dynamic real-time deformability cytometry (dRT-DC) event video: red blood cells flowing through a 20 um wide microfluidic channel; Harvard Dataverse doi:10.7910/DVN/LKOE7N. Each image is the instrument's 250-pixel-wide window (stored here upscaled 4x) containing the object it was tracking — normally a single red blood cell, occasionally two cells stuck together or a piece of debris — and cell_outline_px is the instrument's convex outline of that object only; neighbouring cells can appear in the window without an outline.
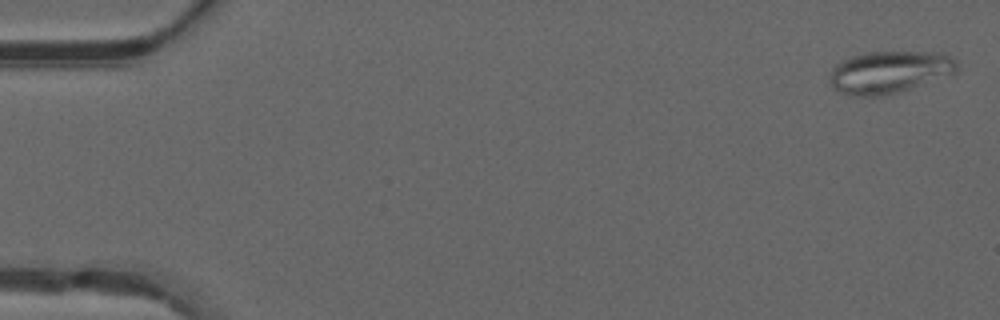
{"species": "common noctule bat (a hibernating species)", "species_latin": "Nyctalus noctula", "temperature_condition": "warm", "stored_images_in_passage": 11, "camera_frame_rate_fps": 3000, "um_per_image_px": 0.085, "animal": {"sex": "male", "forearm_length_mm": 52.5}, "frame": {"image": 1, "passage_image": 2, "time_ms": 0.333, "image_size_px": [1000, 320], "cell_outline_px": [[956, 72], [908, 88], [880, 96], [852, 96], [840, 92], [832, 88], [832, 68], [836, 64], [852, 56], [868, 52], [940, 52], [956, 60]], "centroid_in_image_um": [75.56, 6.11], "position_along_channel_um": 9.4, "area_um2": 30.52}}